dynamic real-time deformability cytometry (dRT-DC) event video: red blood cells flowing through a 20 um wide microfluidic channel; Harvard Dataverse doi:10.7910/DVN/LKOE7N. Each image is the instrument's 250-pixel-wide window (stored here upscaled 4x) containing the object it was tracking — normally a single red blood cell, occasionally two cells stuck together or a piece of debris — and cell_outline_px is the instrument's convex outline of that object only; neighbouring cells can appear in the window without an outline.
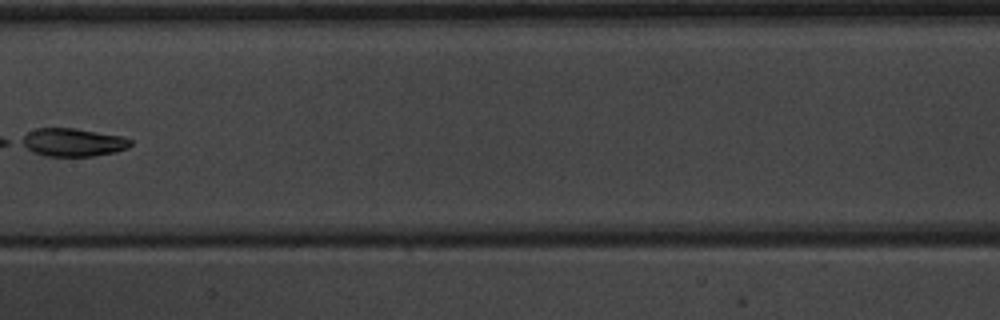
{"species": "common noctule bat (a hibernating species)", "species_latin": "Nyctalus noctula", "temperature_condition": "warm", "stored_images_in_passage": 7, "camera_frame_rate_fps": 3000, "um_per_image_px": 0.085, "animal": {"sex": "male", "body_mass_g": 20.1, "forearm_length_mm": 53.5}, "frame": {"image": 1, "passage_image": 7, "time_ms": 7.333, "image_size_px": [1000, 320], "cell_outline_px": [[132, 144], [128, 148], [116, 152], [92, 156], [44, 156], [32, 152], [20, 144], [16, 140], [28, 132], [36, 128], [76, 128], [120, 136], [132, 140]], "centroid_in_image_um": [6.13, 12.1], "position_along_channel_um": 201.3, "area_um2": 18.09}}